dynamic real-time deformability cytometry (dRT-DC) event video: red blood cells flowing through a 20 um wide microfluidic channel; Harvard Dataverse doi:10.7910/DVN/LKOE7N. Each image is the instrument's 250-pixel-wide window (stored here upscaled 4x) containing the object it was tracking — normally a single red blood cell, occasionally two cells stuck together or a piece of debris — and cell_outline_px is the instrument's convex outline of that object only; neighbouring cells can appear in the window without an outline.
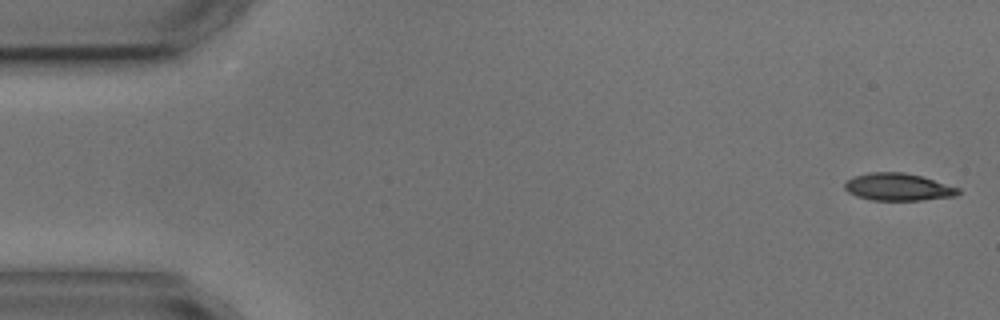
{"species": "common noctule bat (a hibernating species)", "species_latin": "Nyctalus noctula", "temperature_condition": "cold", "stored_images_in_passage": 4, "camera_frame_rate_fps": 3000, "um_per_image_px": 0.085, "animal": {"sex": "male", "body_mass_g": 17.9, "forearm_length_mm": 54.2}, "frame": {"image": 1, "passage_image": 1, "time_ms": 0.0, "image_size_px": [1000, 320], "cell_outline_px": [[960, 192], [956, 196], [920, 200], [872, 200], [856, 196], [848, 192], [844, 188], [844, 184], [848, 180], [856, 176], [868, 172], [904, 172], [920, 176], [960, 188]], "centroid_in_image_um": [76.33, 15.9], "position_along_channel_um": 8.7, "area_um2": 17.98}}